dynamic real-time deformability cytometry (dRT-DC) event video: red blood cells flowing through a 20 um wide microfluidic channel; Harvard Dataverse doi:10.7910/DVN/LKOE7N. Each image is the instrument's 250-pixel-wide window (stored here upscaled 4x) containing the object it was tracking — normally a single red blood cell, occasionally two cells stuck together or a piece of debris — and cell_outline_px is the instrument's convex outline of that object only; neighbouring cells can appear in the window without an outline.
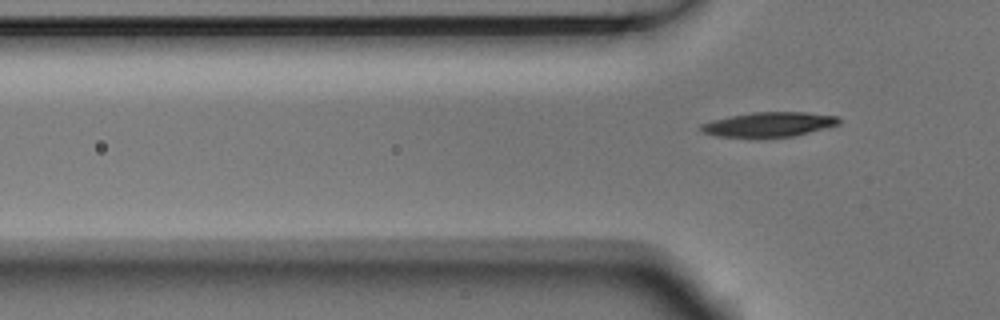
{"species": "Egyptian fruit bat (a non-hibernating species)", "species_latin": "Rousettus aegyptiacus", "temperature_condition": "room temperature", "stored_images_in_passage": 3, "segment_of_instrument_passage": [2, 2], "camera_frame_rate_fps": 3000, "um_per_image_px": 0.085, "animal": {"sex": "male"}, "frame": {"image": 1, "passage_image": 3, "time_ms": 0.667, "image_size_px": [1000, 320], "cell_outline_px": [[840, 124], [828, 128], [796, 136], [760, 140], [752, 140], [716, 136], [700, 132], [700, 124], [712, 120], [752, 112], [804, 112], [840, 116]], "centroid_in_image_um": [65.35, 10.63], "position_along_channel_um": 60.5, "area_um2": 20.98}}